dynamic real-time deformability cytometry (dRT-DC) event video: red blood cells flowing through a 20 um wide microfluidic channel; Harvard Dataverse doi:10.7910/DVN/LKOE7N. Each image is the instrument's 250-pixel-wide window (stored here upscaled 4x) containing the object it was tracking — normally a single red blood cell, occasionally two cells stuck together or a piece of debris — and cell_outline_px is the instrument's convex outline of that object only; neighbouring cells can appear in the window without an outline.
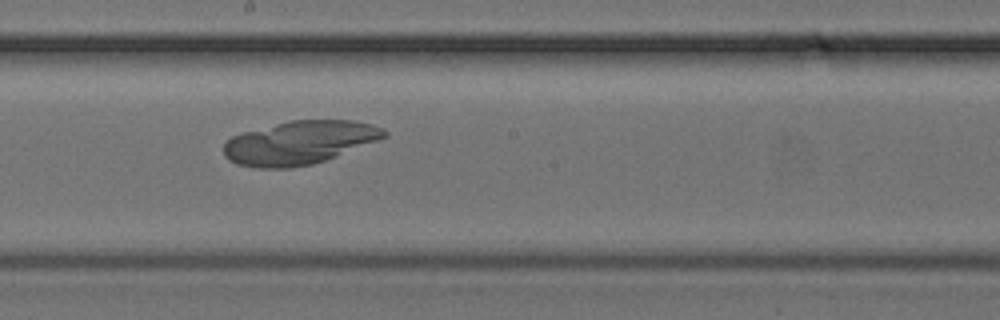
{"species": "common noctule bat (a hibernating species)", "species_latin": "Nyctalus noctula", "temperature_condition": "cold", "stored_images_in_passage": 31, "camera_frame_rate_fps": 3000, "um_per_image_px": 0.085, "animal": {"sex": "female", "body_mass_g": 24.6, "forearm_length_mm": 56.2}, "frame": {"image": 1, "passage_image": 18, "time_ms": 5.667, "image_size_px": [1000, 320], "cell_outline_px": [[388, 136], [336, 156], [312, 164], [288, 168], [256, 168], [236, 164], [228, 160], [224, 156], [224, 144], [232, 136], [240, 132], [292, 120], [352, 120], [372, 124], [384, 128], [388, 132]], "centroid_in_image_um": [25.43, 12.12], "position_along_channel_um": 222.8, "area_um2": 40.63}}
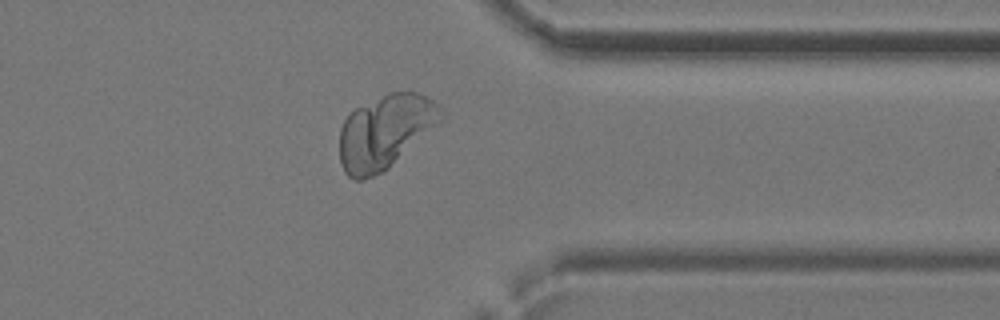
{"frame": {"image": 2, "passage_image": 27, "time_ms": 8.667, "image_size_px": [1000, 320], "cell_outline_px": [[444, 120], [384, 172], [364, 180], [352, 180], [344, 172], [340, 160], [340, 128], [344, 120], [356, 108], [388, 92], [416, 92], [440, 104], [444, 116]], "centroid_in_image_um": [32.76, 11.22], "position_along_channel_um": 378.6, "area_um2": 43.93}}